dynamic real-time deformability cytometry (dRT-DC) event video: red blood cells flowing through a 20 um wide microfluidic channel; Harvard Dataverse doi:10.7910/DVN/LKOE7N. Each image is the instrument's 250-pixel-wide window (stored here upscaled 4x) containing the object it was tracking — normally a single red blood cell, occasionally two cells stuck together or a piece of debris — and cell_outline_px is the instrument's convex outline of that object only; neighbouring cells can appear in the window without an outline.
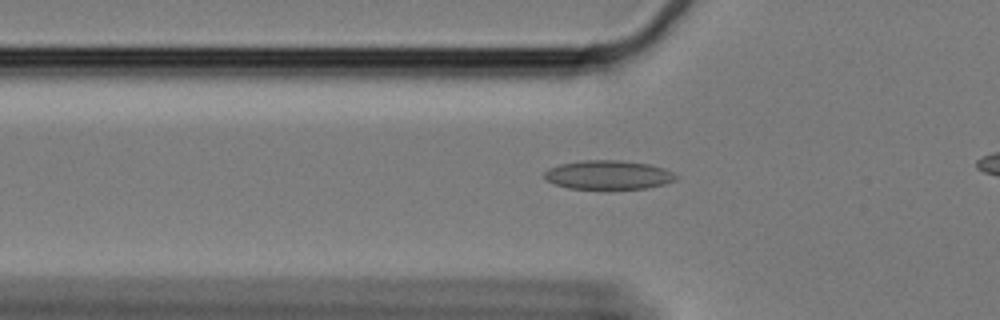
{"species": "Egyptian fruit bat (a non-hibernating species)", "species_latin": "Rousettus aegyptiacus", "temperature_condition": "cold", "stored_images_in_passage": 38, "camera_frame_rate_fps": 3000, "um_per_image_px": 0.085, "animal": {"sex": "female"}, "frame": {"image": 1, "passage_image": 4, "time_ms": 1.0, "image_size_px": [1000, 320], "cell_outline_px": [[680, 176], [676, 180], [664, 184], [644, 188], [568, 188], [544, 180], [544, 172], [548, 168], [560, 164], [584, 160], [620, 160], [648, 164], [664, 168]], "centroid_in_image_um": [51.7, 14.85], "position_along_channel_um": 74.1, "area_um2": 22.08}}
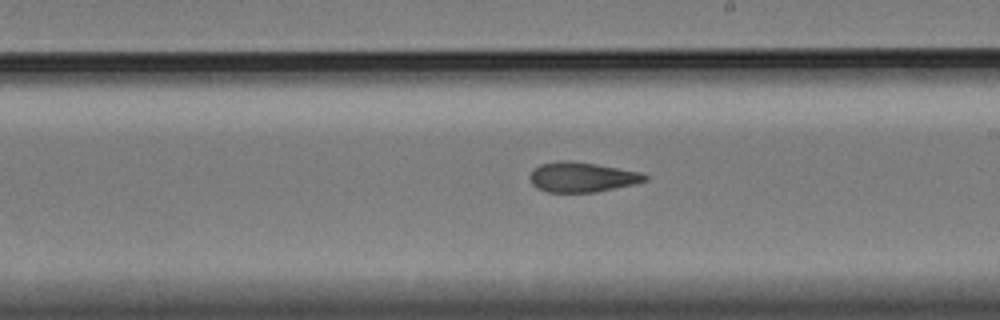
{"frame": {"image": 2, "passage_image": 19, "time_ms": 6.0, "image_size_px": [1000, 320], "cell_outline_px": [[648, 180], [636, 184], [596, 192], [548, 192], [536, 188], [532, 184], [532, 172], [540, 164], [596, 164], [640, 172], [648, 176]], "centroid_in_image_um": [49.58, 15.12], "position_along_channel_um": 239.4, "area_um2": 19.02}}
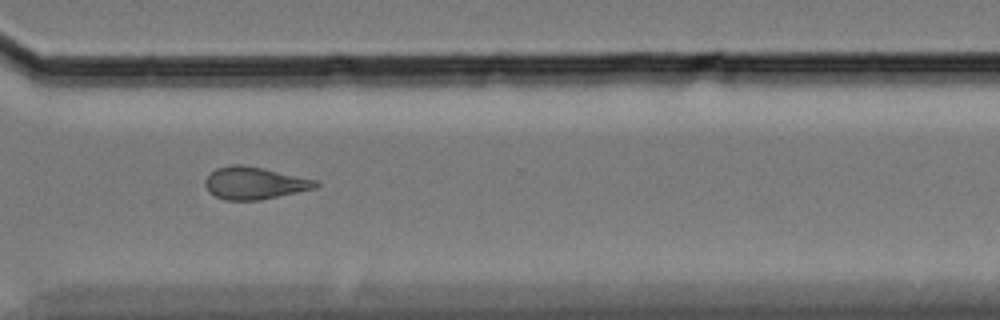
{"frame": {"image": 3, "passage_image": 29, "time_ms": 9.333, "image_size_px": [1000, 320], "cell_outline_px": [[320, 184], [316, 188], [260, 200], [224, 200], [208, 192], [204, 184], [204, 180], [216, 168], [232, 164], [240, 164], [264, 168], [316, 180]], "centroid_in_image_um": [21.61, 15.56], "position_along_channel_um": 349.0, "area_um2": 20.81}, "authors_computed_cell_mechanics": {"area_um2": 20.5768, "velocity_mm_per_s": 3.2888, "shape_relaxation_time_tau1_ms": null, "shape_relaxation_time_tau2_ms": 4.1029, "deformation_change_tau1": null, "deformation_change_tau2": 0.0992}}